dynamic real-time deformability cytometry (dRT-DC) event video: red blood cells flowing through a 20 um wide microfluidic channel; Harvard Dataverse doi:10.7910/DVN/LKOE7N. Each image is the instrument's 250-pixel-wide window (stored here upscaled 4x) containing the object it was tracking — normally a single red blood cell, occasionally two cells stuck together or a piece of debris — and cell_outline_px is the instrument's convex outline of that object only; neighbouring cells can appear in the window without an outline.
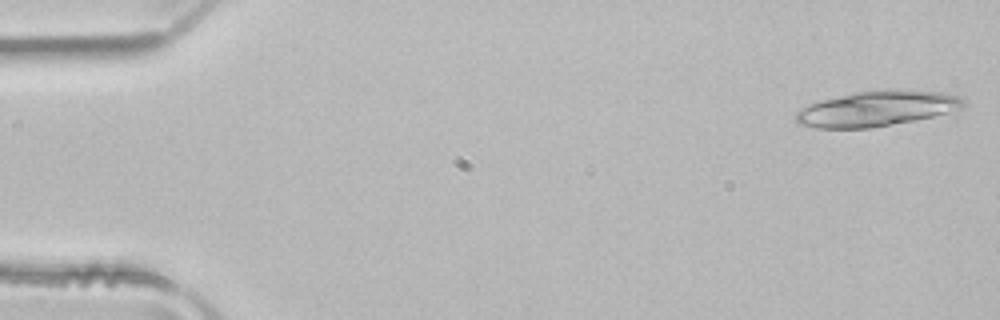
{"species": "common noctule bat (a hibernating species)", "species_latin": "Nyctalus noctula", "temperature_condition": "room temperature", "stored_images_in_passage": 17, "camera_frame_rate_fps": 3000, "um_per_image_px": 0.085, "animal": {"sex": "male", "body_mass_g": 21.5, "forearm_length_mm": 52.0}, "frame": {"image": 1, "passage_image": 1, "time_ms": 0.0, "image_size_px": [1000, 320], "cell_outline_px": [[968, 104], [960, 108], [932, 116], [872, 128], [816, 128], [800, 124], [796, 120], [796, 112], [800, 108], [808, 104], [820, 100], [856, 92], [884, 88], [904, 88], [944, 92], [956, 96], [964, 100]], "centroid_in_image_um": [74.52, 9.2], "position_along_channel_um": 10.5, "area_um2": 34.74}}